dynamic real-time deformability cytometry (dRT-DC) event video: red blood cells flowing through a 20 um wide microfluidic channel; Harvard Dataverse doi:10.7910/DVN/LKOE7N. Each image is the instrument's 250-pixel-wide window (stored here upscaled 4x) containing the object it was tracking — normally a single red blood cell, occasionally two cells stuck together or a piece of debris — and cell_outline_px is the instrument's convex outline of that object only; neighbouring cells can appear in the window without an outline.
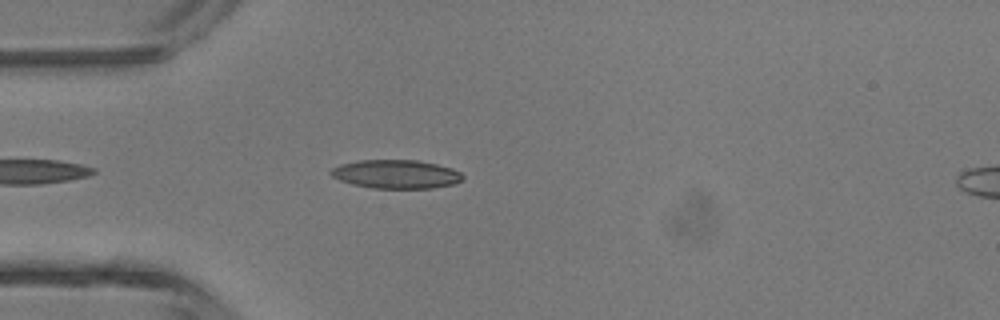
{"species": "common noctule bat (a hibernating species)", "species_latin": "Nyctalus noctula", "temperature_condition": "room temperature", "stored_images_in_passage": 4, "camera_frame_rate_fps": 3000, "um_per_image_px": 0.085, "animal": {"sex": "male", "body_mass_g": 13.3}, "frame": {"image": 1, "passage_image": 4, "time_ms": 3.333, "image_size_px": [1000, 320], "cell_outline_px": [[464, 180], [452, 184], [432, 188], [372, 188], [352, 184], [340, 180], [332, 176], [328, 172], [332, 168], [340, 164], [356, 160], [416, 160], [436, 164], [452, 168], [460, 172], [464, 176]], "centroid_in_image_um": [33.65, 14.8], "position_along_channel_um": 51.3, "area_um2": 22.08}}